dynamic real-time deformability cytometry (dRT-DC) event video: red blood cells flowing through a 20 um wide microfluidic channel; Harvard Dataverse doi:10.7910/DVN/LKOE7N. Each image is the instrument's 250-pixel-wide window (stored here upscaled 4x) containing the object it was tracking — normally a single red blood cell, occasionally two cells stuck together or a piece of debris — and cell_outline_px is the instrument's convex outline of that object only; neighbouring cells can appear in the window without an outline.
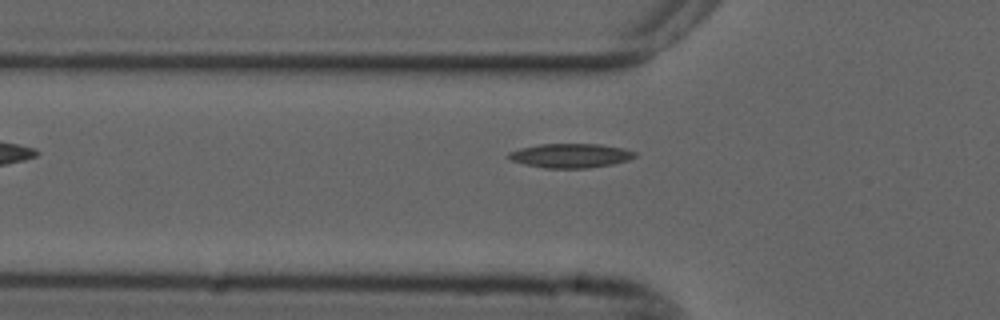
{"species": "common noctule bat (a hibernating species)", "species_latin": "Nyctalus noctula", "temperature_condition": "cold", "stored_images_in_passage": 35, "camera_frame_rate_fps": 3000, "um_per_image_px": 0.085, "animal": {"sex": "male", "forearm_length_mm": 52.5}, "frame": {"image": 1, "passage_image": 3, "time_ms": 0.667, "image_size_px": [1000, 320], "cell_outline_px": [[636, 156], [628, 160], [612, 164], [588, 168], [544, 168], [524, 164], [512, 160], [504, 156], [508, 152], [520, 148], [540, 144], [600, 144], [624, 148], [636, 152]], "centroid_in_image_um": [48.47, 13.22], "position_along_channel_um": 77.3, "area_um2": 17.92}}
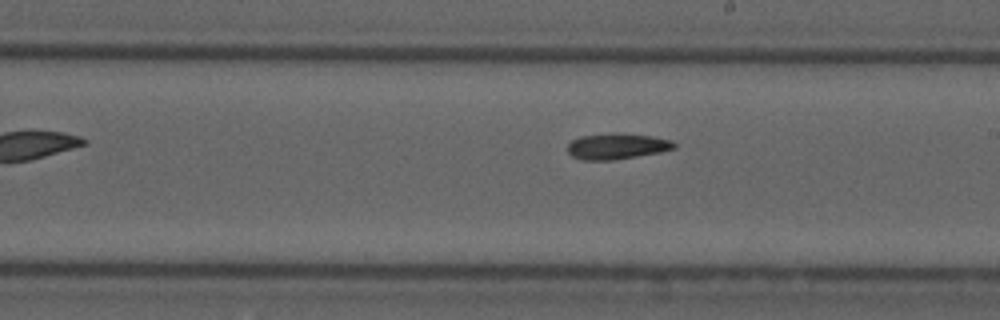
{"frame": {"image": 2, "passage_image": 16, "time_ms": 5.0, "image_size_px": [1000, 320], "cell_outline_px": [[676, 148], [660, 152], [612, 160], [580, 160], [572, 156], [568, 152], [568, 144], [572, 140], [580, 136], [616, 132], [652, 136], [672, 140], [676, 144]], "centroid_in_image_um": [52.43, 12.42], "position_along_channel_um": 236.6, "area_um2": 16.18}}
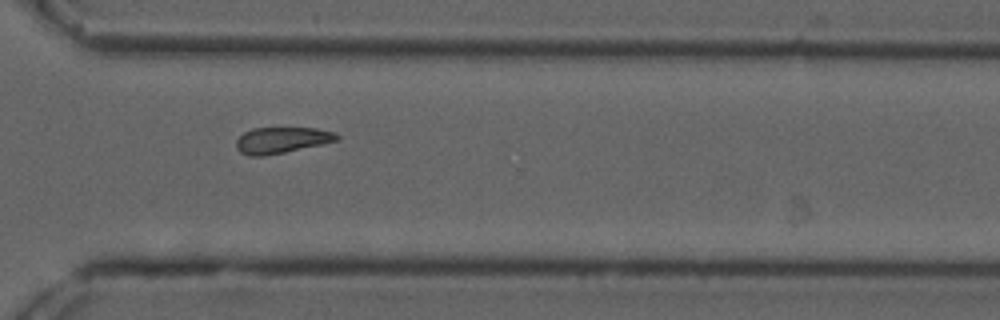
{"frame": {"image": 3, "passage_image": 25, "time_ms": 8.0, "image_size_px": [1000, 320], "cell_outline_px": [[340, 140], [284, 152], [264, 156], [248, 156], [240, 152], [236, 148], [236, 140], [244, 132], [252, 128], [316, 128], [336, 132], [340, 136]], "centroid_in_image_um": [23.95, 11.91], "position_along_channel_um": 346.7, "area_um2": 15.37}}